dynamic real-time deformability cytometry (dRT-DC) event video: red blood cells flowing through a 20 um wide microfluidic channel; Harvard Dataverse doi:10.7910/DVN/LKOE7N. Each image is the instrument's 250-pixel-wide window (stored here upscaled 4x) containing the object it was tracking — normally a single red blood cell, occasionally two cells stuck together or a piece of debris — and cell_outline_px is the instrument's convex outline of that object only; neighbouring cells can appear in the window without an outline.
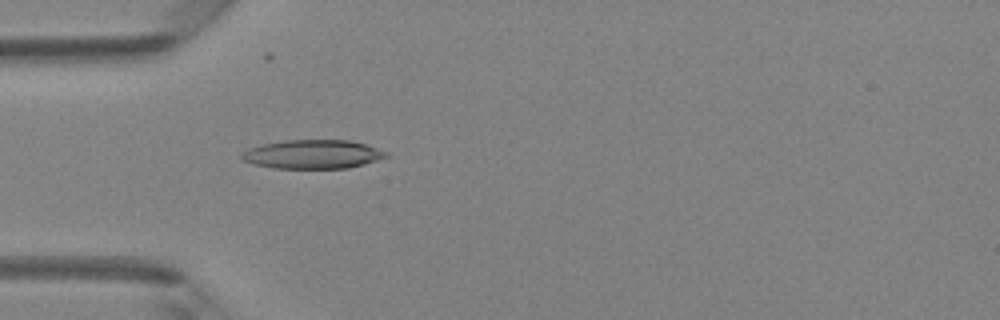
{"species": "Egyptian fruit bat (a non-hibernating species)", "species_latin": "Rousettus aegyptiacus", "temperature_condition": "room temperature", "stored_images_in_passage": 49, "camera_frame_rate_fps": 3000, "um_per_image_px": 0.085, "animal": {"sex": "female"}, "frame": {"image": 1, "passage_image": 15, "time_ms": 4.667, "image_size_px": [1000, 320], "cell_outline_px": [[388, 156], [364, 164], [348, 168], [272, 168], [252, 164], [240, 160], [240, 152], [248, 148], [264, 144], [284, 140], [348, 140], [364, 144], [388, 152]], "centroid_in_image_um": [26.51, 13.11], "position_along_channel_um": 58.5, "area_um2": 24.33}}
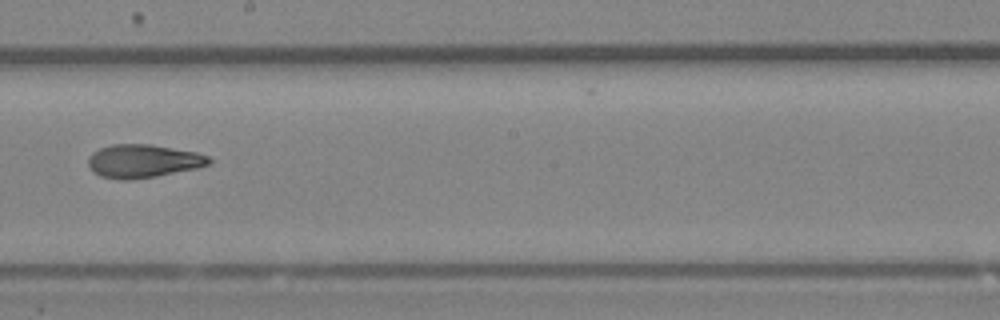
{"frame": {"image": 2, "passage_image": 28, "time_ms": 9.0, "image_size_px": [1000, 320], "cell_outline_px": [[212, 164], [196, 168], [156, 176], [128, 180], [120, 180], [100, 176], [92, 172], [88, 164], [88, 156], [92, 152], [100, 148], [112, 144], [152, 144], [196, 152], [208, 156], [212, 160]], "centroid_in_image_um": [12.15, 13.69], "position_along_channel_um": 236.1, "area_um2": 23.58}}
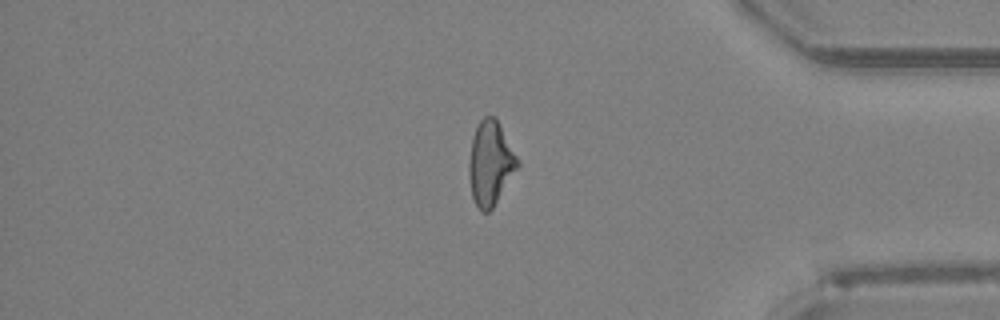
{"frame": {"image": 3, "passage_image": 41, "time_ms": 13.333, "image_size_px": [1000, 320], "cell_outline_px": [[520, 164], [492, 208], [488, 212], [480, 212], [472, 196], [468, 172], [468, 160], [472, 136], [480, 120], [484, 116], [496, 116], [520, 160]], "centroid_in_image_um": [41.68, 13.83], "position_along_channel_um": 393.5, "area_um2": 23.99}, "authors_computed_cell_mechanics": {"area_um2": 23.7558, "velocity_mm_per_s": 4.1902, "shape_relaxation_time_tau1_ms": 7.3438, "shape_relaxation_time_tau2_ms": 3.3801, "deformation_change_tau1": 0.2195, "deformation_change_tau2": 0.1247}}